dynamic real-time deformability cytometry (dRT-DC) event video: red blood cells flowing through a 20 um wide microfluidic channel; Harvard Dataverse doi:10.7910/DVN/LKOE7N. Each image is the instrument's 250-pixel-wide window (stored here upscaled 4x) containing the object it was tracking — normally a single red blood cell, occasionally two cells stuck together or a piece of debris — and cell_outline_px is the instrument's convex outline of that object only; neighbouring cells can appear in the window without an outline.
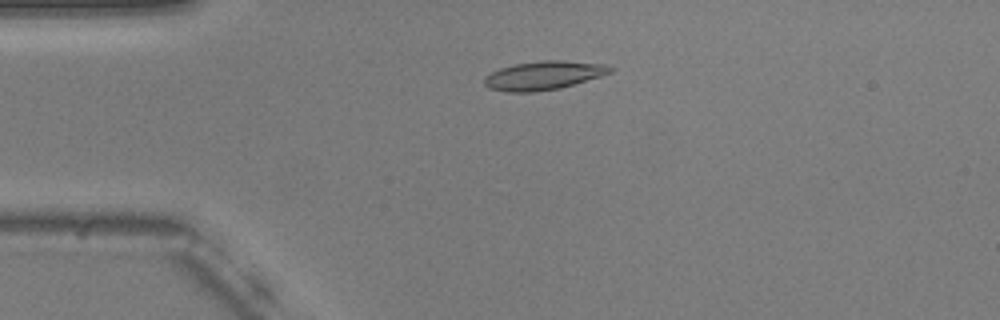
{"species": "common noctule bat (a hibernating species)", "species_latin": "Nyctalus noctula", "temperature_condition": "warm", "stored_images_in_passage": 35, "camera_frame_rate_fps": 3000, "um_per_image_px": 0.085, "animal": {"sex": "male", "body_mass_g": 20.5, "forearm_length_mm": 52.5}, "frame": {"image": 1, "passage_image": 13, "time_ms": 4.0, "image_size_px": [1000, 320], "cell_outline_px": [[612, 72], [600, 76], [560, 88], [536, 92], [508, 92], [488, 88], [484, 84], [484, 76], [500, 68], [512, 64], [540, 60], [564, 60], [604, 64], [612, 68]], "centroid_in_image_um": [46.16, 6.41], "position_along_channel_um": 38.8, "area_um2": 21.1}}
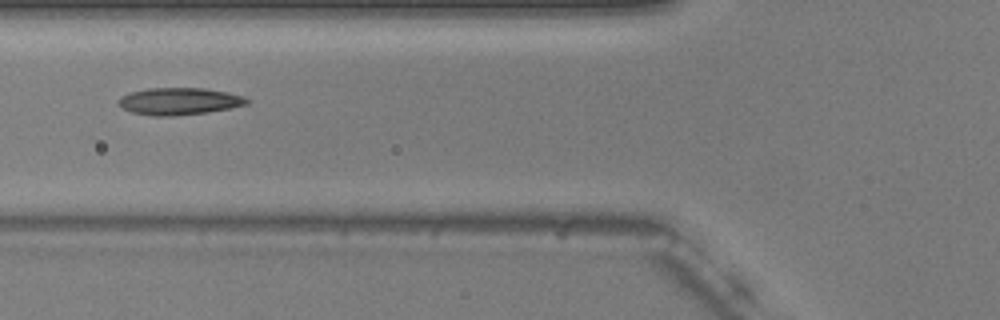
{"frame": {"image": 2, "passage_image": 21, "time_ms": 6.667, "image_size_px": [1000, 320], "cell_outline_px": [[252, 100], [248, 104], [232, 108], [208, 112], [172, 116], [152, 116], [132, 112], [120, 108], [116, 104], [116, 100], [120, 96], [128, 92], [148, 88], [204, 88], [244, 96]], "centroid_in_image_um": [15.18, 8.61], "position_along_channel_um": 110.6, "area_um2": 20.63}}
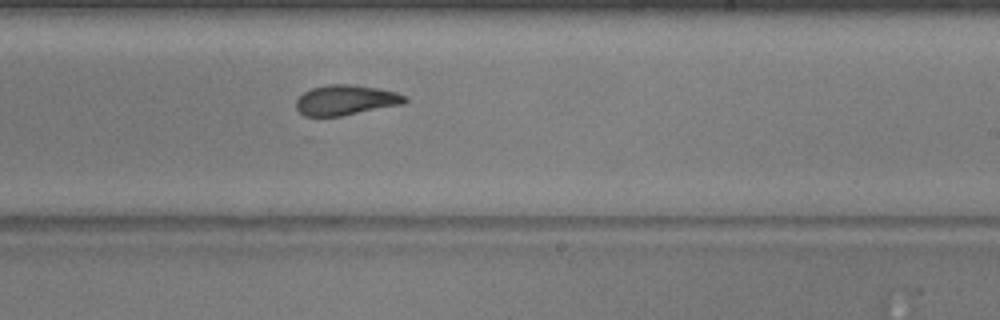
{"frame": {"image": 3, "passage_image": 33, "time_ms": 10.667, "image_size_px": [1000, 320], "cell_outline_px": [[408, 100], [404, 104], [340, 116], [304, 116], [296, 108], [296, 100], [304, 92], [312, 88], [328, 84], [348, 84], [376, 88], [396, 92], [408, 96]], "centroid_in_image_um": [29.41, 8.51], "position_along_channel_um": 259.6, "area_um2": 19.07}}